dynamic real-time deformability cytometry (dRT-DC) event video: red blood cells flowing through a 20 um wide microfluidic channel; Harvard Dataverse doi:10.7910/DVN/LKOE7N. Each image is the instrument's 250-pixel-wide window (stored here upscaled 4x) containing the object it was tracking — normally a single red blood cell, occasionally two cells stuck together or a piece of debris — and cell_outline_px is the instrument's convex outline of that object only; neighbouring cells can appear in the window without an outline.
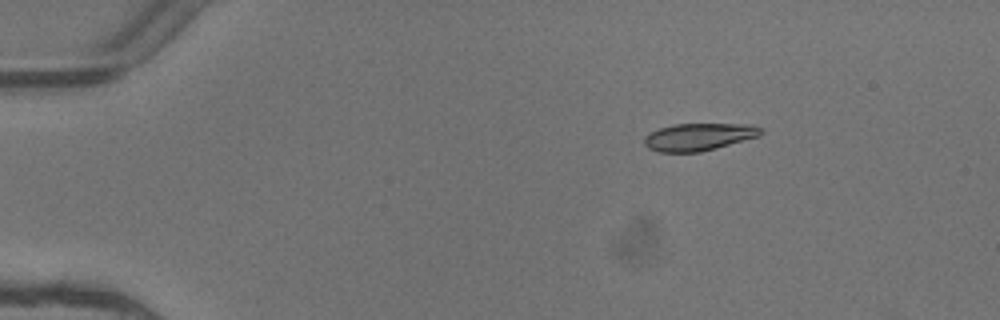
{"species": "common noctule bat (a hibernating species)", "species_latin": "Nyctalus noctula", "temperature_condition": "warm", "stored_images_in_passage": 5, "camera_frame_rate_fps": 3000, "um_per_image_px": 0.085, "animal": {"sex": "female"}, "frame": {"image": 1, "passage_image": 2, "time_ms": 0.333, "image_size_px": [1000, 320], "cell_outline_px": [[764, 132], [760, 136], [716, 148], [700, 152], [660, 152], [648, 148], [644, 144], [644, 136], [660, 128], [676, 124], [752, 124], [760, 128]], "centroid_in_image_um": [59.42, 11.63], "position_along_channel_um": 25.6, "area_um2": 18.55}}
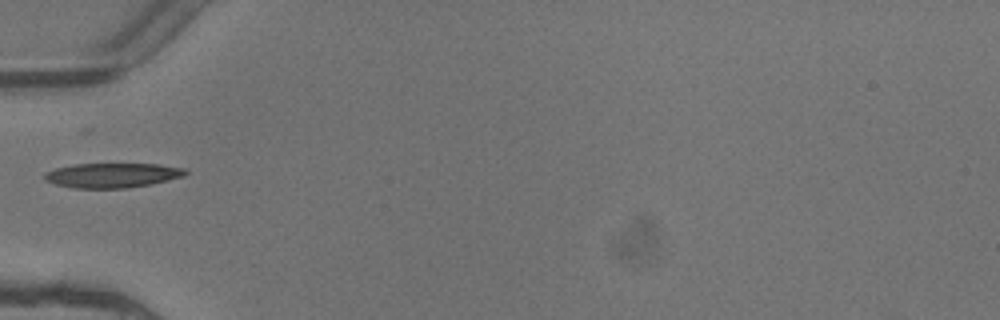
{"frame": {"image": 2, "passage_image": 4, "time_ms": 1.0, "image_size_px": [1000, 320], "cell_outline_px": [[188, 172], [184, 176], [152, 184], [128, 188], [72, 188], [56, 184], [44, 180], [44, 172], [56, 168], [72, 164], [160, 164], [184, 168]], "centroid_in_image_um": [9.54, 14.9], "position_along_channel_um": 75.5, "area_um2": 20.35}}
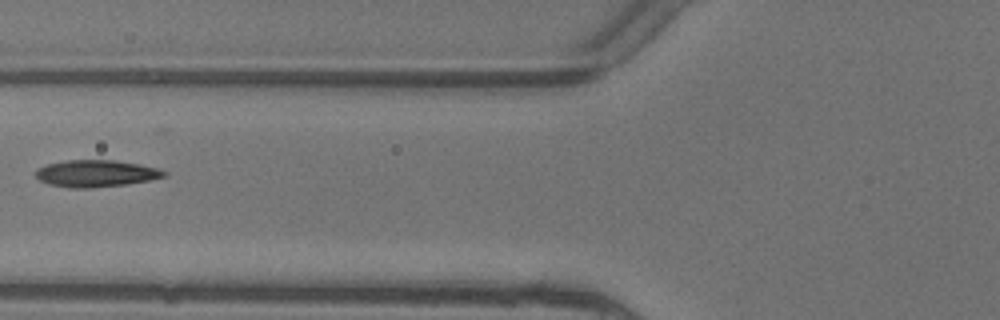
{"frame": {"image": 3, "passage_image": 5, "time_ms": 1.333, "image_size_px": [1000, 320], "cell_outline_px": [[168, 172], [164, 176], [148, 180], [124, 184], [92, 188], [68, 188], [48, 184], [40, 180], [36, 176], [36, 168], [48, 164], [68, 160], [116, 160], [140, 164], [156, 168]], "centroid_in_image_um": [8.12, 14.74], "position_along_channel_um": 117.7, "area_um2": 20.0}}